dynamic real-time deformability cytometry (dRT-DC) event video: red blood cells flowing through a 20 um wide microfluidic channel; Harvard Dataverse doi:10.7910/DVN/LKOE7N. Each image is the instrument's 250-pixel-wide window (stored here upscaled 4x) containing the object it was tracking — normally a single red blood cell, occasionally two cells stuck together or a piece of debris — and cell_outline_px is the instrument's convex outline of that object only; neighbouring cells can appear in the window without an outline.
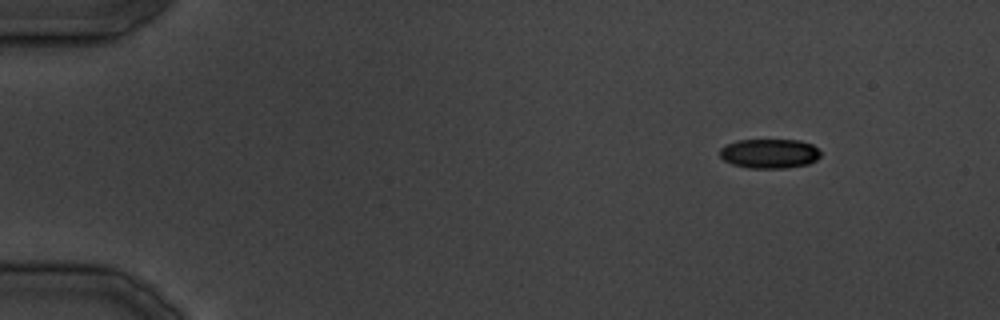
{"species": "common noctule bat (a hibernating species)", "species_latin": "Nyctalus noctula", "temperature_condition": "cold", "stored_images_in_passage": 10, "camera_frame_rate_fps": 3000, "um_per_image_px": 0.085, "animal": {"sex": "male", "body_mass_g": 19.5, "forearm_length_mm": 54.6}, "frame": {"image": 1, "passage_image": 1, "time_ms": 0.0, "image_size_px": [1000, 320], "cell_outline_px": [[820, 156], [816, 160], [808, 164], [784, 168], [748, 168], [732, 164], [724, 160], [720, 156], [720, 148], [736, 140], [800, 140], [812, 144], [820, 152]], "centroid_in_image_um": [65.4, 13.05], "position_along_channel_um": 19.6, "area_um2": 17.28}}
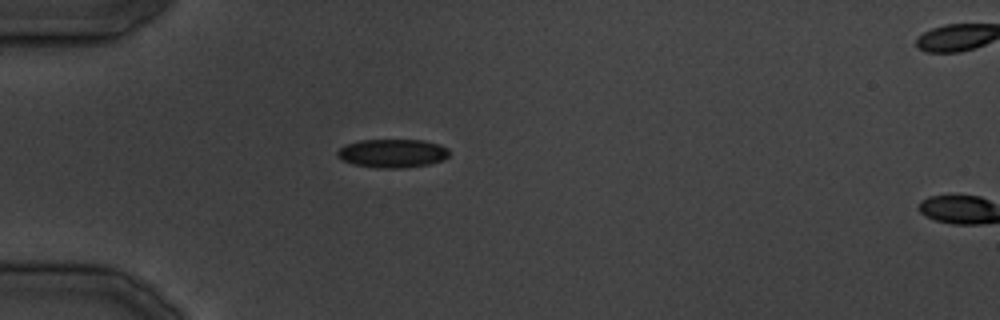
{"frame": {"image": 2, "passage_image": 8, "time_ms": 8.0, "image_size_px": [1000, 320], "cell_outline_px": [[448, 156], [444, 160], [428, 164], [404, 168], [376, 168], [352, 164], [336, 156], [336, 152], [344, 144], [360, 140], [424, 140], [440, 144], [448, 148]], "centroid_in_image_um": [33.35, 13.03], "position_along_channel_um": 51.7, "area_um2": 18.79}}